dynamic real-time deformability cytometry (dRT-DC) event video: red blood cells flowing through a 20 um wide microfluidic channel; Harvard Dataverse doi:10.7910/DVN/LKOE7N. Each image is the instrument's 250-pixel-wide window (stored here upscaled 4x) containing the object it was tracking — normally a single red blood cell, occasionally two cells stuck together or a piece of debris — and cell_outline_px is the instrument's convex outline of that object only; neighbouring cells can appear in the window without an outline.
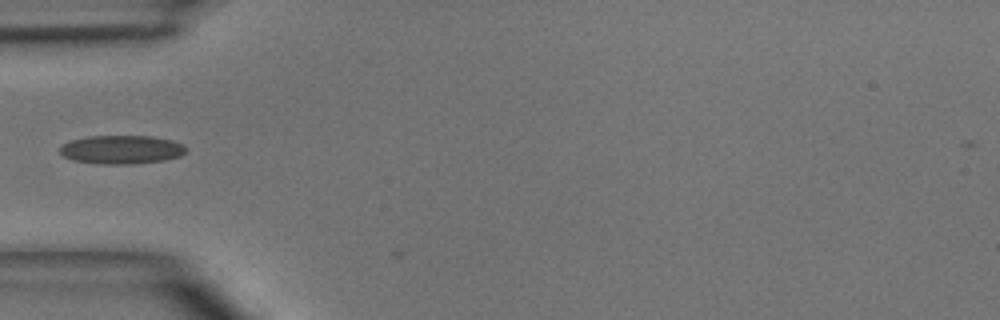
{"species": "common noctule bat (a hibernating species)", "species_latin": "Nyctalus noctula", "temperature_condition": "room temperature", "stored_images_in_passage": 2, "camera_frame_rate_fps": 3000, "um_per_image_px": 0.085, "animal": {"sex": "male", "body_mass_g": 15.6}, "frame": {"image": 1, "passage_image": 2, "time_ms": 1.0, "image_size_px": [1000, 320], "cell_outline_px": [[188, 148], [180, 156], [164, 160], [128, 164], [104, 164], [72, 160], [64, 156], [60, 152], [60, 148], [68, 140], [88, 136], [152, 136], [172, 140]], "centroid_in_image_um": [10.31, 12.71], "position_along_channel_um": 74.7, "area_um2": 20.92}}